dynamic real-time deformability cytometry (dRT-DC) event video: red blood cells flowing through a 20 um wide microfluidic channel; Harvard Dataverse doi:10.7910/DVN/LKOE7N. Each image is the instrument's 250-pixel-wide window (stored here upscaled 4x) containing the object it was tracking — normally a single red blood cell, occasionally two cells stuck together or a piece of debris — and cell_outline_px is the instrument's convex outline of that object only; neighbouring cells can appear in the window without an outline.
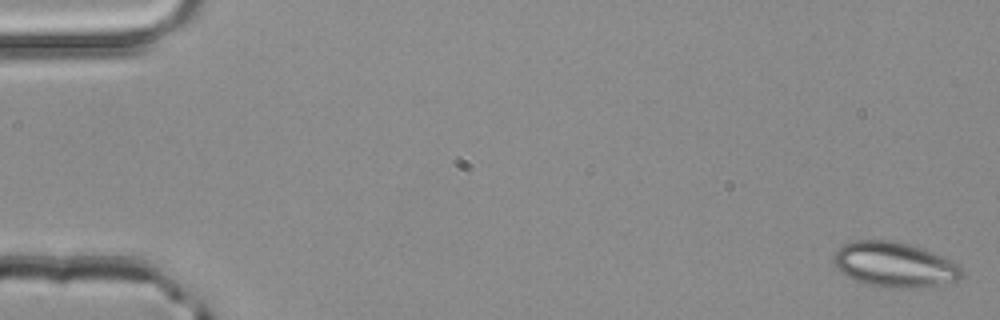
{"species": "common noctule bat (a hibernating species)", "species_latin": "Nyctalus noctula", "temperature_condition": "room temperature", "stored_images_in_passage": 51, "camera_frame_rate_fps": 3000, "um_per_image_px": 0.085, "animal": {"sex": "male", "body_mass_g": 20.4}, "frame": {"image": 1, "passage_image": 1, "time_ms": 0.0, "image_size_px": [1000, 320], "cell_outline_px": [[964, 276], [956, 280], [940, 284], [920, 288], [900, 288], [864, 284], [840, 272], [836, 268], [832, 260], [832, 256], [844, 244], [856, 240], [892, 240], [908, 244], [932, 252], [956, 264], [960, 268]], "centroid_in_image_um": [75.98, 22.5], "position_along_channel_um": 9.0, "area_um2": 33.29}}
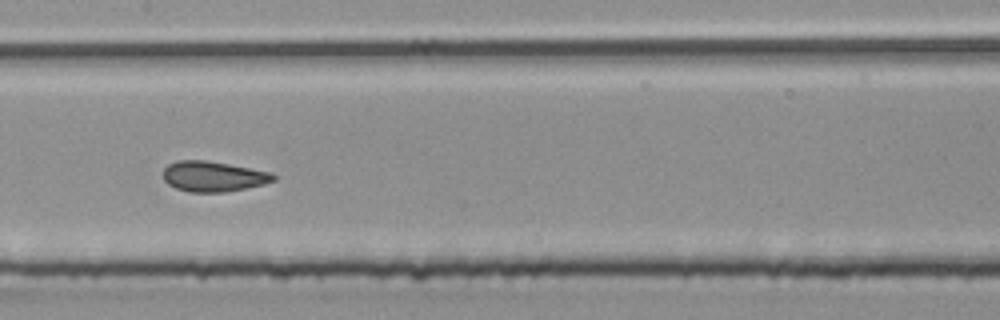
{"frame": {"image": 2, "passage_image": 26, "time_ms": 8.333, "image_size_px": [1000, 320], "cell_outline_px": [[276, 180], [264, 184], [224, 192], [188, 192], [176, 188], [168, 184], [164, 180], [164, 168], [168, 164], [176, 160], [204, 160], [228, 164], [272, 172], [276, 176]], "centroid_in_image_um": [18.12, 14.99], "position_along_channel_um": 189.3, "area_um2": 19.48}}
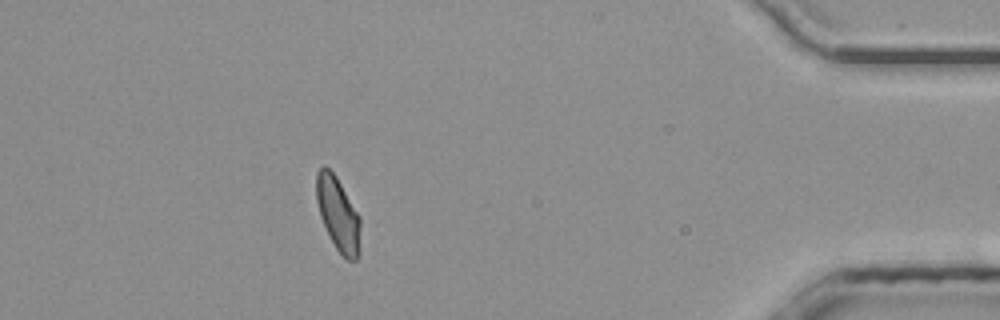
{"frame": {"image": 3, "passage_image": 46, "time_ms": 15.0, "image_size_px": [1000, 320], "cell_outline_px": [[360, 256], [356, 260], [348, 260], [336, 248], [320, 216], [316, 200], [316, 172], [324, 164], [336, 176], [360, 216]], "centroid_in_image_um": [28.75, 18.18], "position_along_channel_um": 406.5, "area_um2": 18.9}, "authors_computed_cell_mechanics": {"area_um2": 19.5364, "velocity_mm_per_s": 4.057, "shape_relaxation_time_tau1_ms": 5.2188, "shape_relaxation_time_tau2_ms": 0.7451, "deformation_change_tau1": 0.1133, "deformation_change_tau2": 0.0588}}